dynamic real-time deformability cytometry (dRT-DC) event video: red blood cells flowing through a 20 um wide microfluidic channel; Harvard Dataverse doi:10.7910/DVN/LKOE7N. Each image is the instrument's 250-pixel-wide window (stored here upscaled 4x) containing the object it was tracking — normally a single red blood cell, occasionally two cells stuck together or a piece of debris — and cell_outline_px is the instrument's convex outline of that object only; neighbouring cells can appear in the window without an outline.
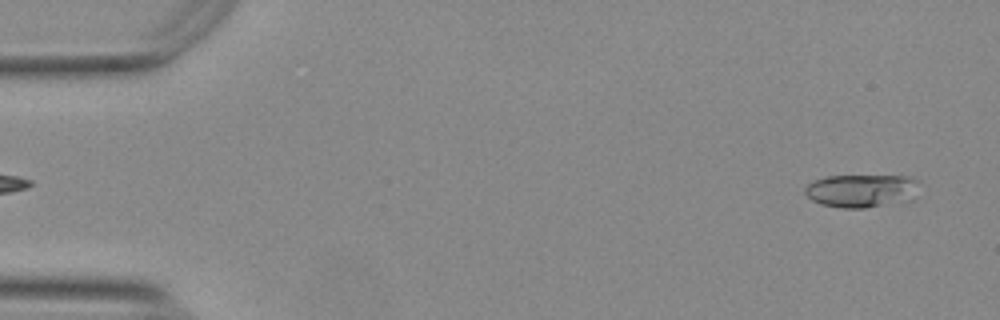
{"species": "Egyptian fruit bat (a non-hibernating species)", "species_latin": "Rousettus aegyptiacus", "temperature_condition": "warm", "stored_images_in_passage": 53, "camera_frame_rate_fps": 3000, "um_per_image_px": 0.085, "animal": {"sex": "female"}, "frame": {"image": 1, "passage_image": 2, "time_ms": 0.333, "image_size_px": [1000, 320], "cell_outline_px": [[916, 180], [912, 200], [864, 208], [844, 208], [820, 204], [812, 200], [804, 192], [804, 188], [808, 184], [816, 180], [828, 176], [912, 176]], "centroid_in_image_um": [73.18, 16.21], "position_along_channel_um": 11.8, "area_um2": 21.73}}
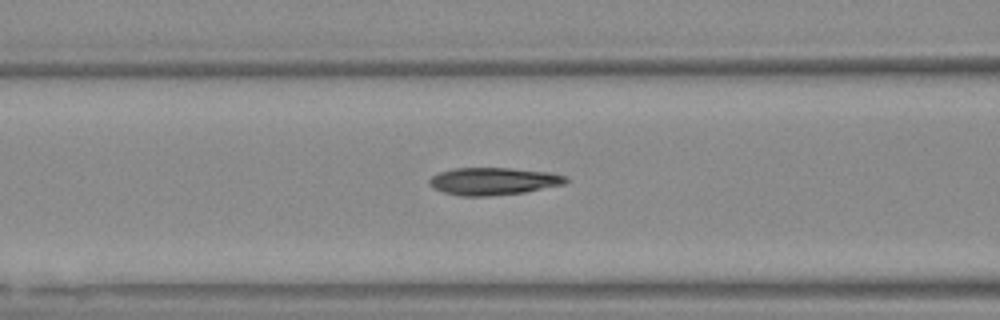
{"frame": {"image": 2, "passage_image": 21, "time_ms": 6.667, "image_size_px": [1000, 320], "cell_outline_px": [[568, 180], [564, 184], [524, 192], [488, 196], [460, 196], [444, 192], [436, 188], [428, 180], [432, 176], [440, 172], [452, 168], [512, 168], [548, 172], [568, 176]], "centroid_in_image_um": [41.96, 15.39], "position_along_channel_um": 124.6, "area_um2": 21.62}}
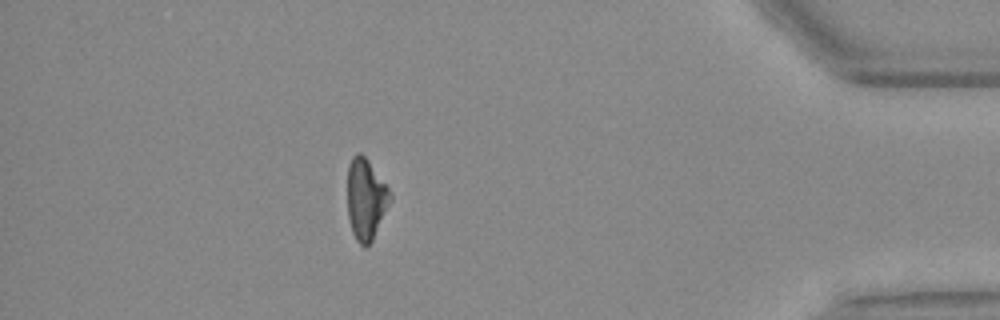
{"frame": {"image": 3, "passage_image": 47, "time_ms": 15.333, "image_size_px": [1000, 320], "cell_outline_px": [[392, 200], [372, 240], [364, 248], [356, 240], [352, 232], [348, 220], [348, 164], [352, 156], [356, 152], [360, 152], [368, 160], [392, 192]], "centroid_in_image_um": [31.1, 16.91], "position_along_channel_um": 404.1, "area_um2": 20.35}}